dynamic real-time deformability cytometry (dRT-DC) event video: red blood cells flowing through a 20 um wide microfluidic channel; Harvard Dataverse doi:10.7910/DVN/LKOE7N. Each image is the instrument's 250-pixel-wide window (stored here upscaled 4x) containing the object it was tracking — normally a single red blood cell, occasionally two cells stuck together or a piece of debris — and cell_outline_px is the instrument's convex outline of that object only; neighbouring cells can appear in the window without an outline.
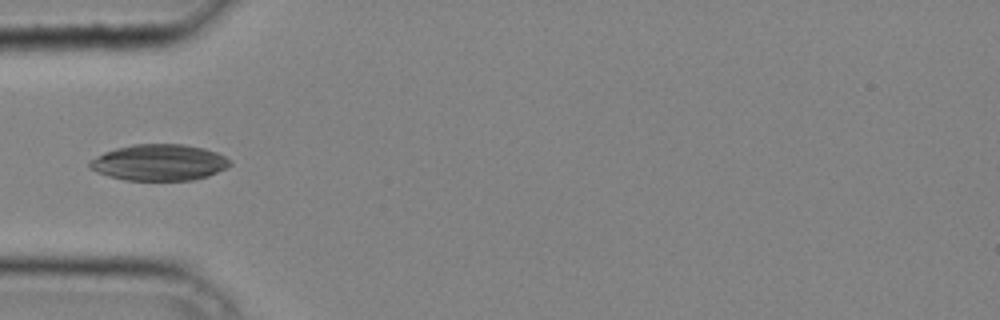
{"species": "common noctule bat (a hibernating species)", "species_latin": "Nyctalus noctula", "temperature_condition": "cold", "stored_images_in_passage": 21, "camera_frame_rate_fps": 3000, "um_per_image_px": 0.085, "animal": {"sex": "male", "body_mass_g": 20.4}, "frame": {"image": 1, "passage_image": 4, "time_ms": 1.0, "image_size_px": [1000, 320], "cell_outline_px": [[232, 164], [228, 168], [208, 176], [192, 180], [124, 180], [108, 176], [96, 172], [88, 164], [88, 160], [104, 152], [116, 148], [132, 144], [184, 144], [204, 148], [216, 152], [224, 156]], "centroid_in_image_um": [13.52, 13.81], "position_along_channel_um": 71.5, "area_um2": 29.77}}
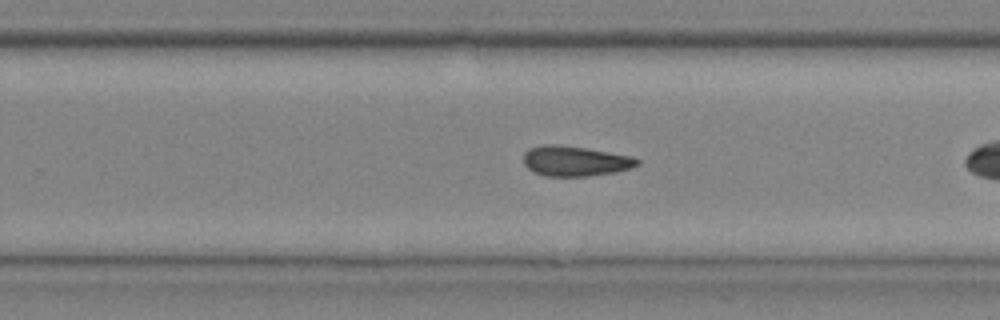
{"frame": {"image": 2, "passage_image": 15, "time_ms": 4.667, "image_size_px": [1000, 320], "cell_outline_px": [[640, 164], [632, 168], [616, 172], [588, 176], [544, 176], [532, 172], [524, 164], [524, 152], [528, 148], [544, 144], [560, 144], [588, 148], [632, 156], [640, 160]], "centroid_in_image_um": [48.89, 13.68], "position_along_channel_um": 280.9, "area_um2": 20.35}}
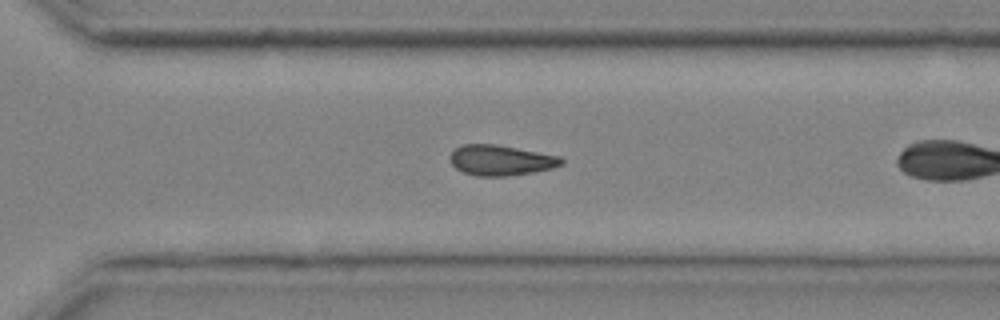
{"frame": {"image": 3, "passage_image": 18, "time_ms": 5.667, "image_size_px": [1000, 320], "cell_outline_px": [[564, 164], [552, 168], [532, 172], [508, 176], [476, 176], [464, 172], [456, 168], [452, 164], [452, 152], [460, 144], [492, 144], [516, 148], [560, 156], [564, 160]], "centroid_in_image_um": [42.59, 13.62], "position_along_channel_um": 328.0, "area_um2": 19.48}}